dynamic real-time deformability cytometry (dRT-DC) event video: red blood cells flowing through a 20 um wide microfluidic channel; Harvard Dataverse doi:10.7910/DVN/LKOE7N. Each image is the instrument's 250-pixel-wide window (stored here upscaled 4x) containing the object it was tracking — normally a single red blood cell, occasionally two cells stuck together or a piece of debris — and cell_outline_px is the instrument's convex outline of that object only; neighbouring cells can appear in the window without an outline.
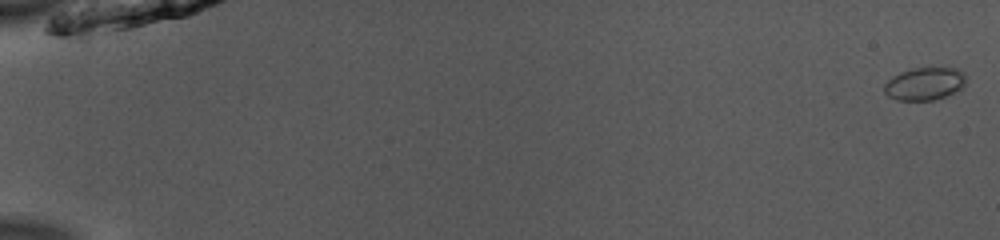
{"species": "common noctule bat (a hibernating species)", "species_latin": "Nyctalus noctula", "temperature_condition": "room temperature", "stored_images_in_passage": 53, "camera_frame_rate_fps": 3000, "um_per_image_px": 0.085, "animal": {"sex": "male", "body_mass_g": 13.0, "forearm_length_mm": 53.1}, "frame": {"image": 1, "passage_image": 1, "time_ms": 0.0, "image_size_px": [1000, 240], "cell_outline_px": [[964, 88], [944, 96], [932, 100], [896, 100], [888, 96], [884, 92], [884, 84], [892, 76], [900, 72], [912, 68], [960, 68], [964, 72]], "centroid_in_image_um": [78.58, 7.11], "position_along_channel_um": 6.4, "area_um2": 15.61}}
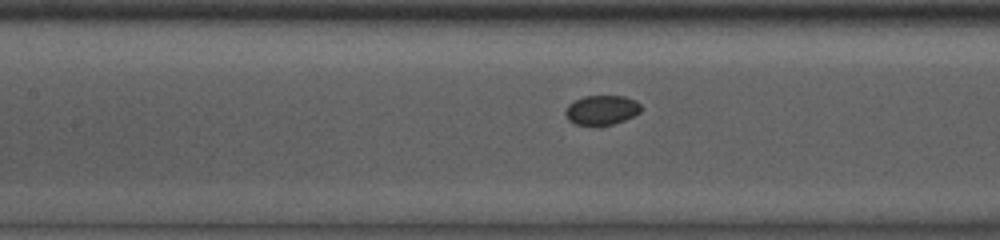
{"frame": {"image": 2, "passage_image": 26, "time_ms": 8.333, "image_size_px": [1000, 240], "cell_outline_px": [[640, 112], [624, 120], [600, 128], [576, 124], [568, 120], [564, 112], [568, 104], [584, 96], [624, 96], [636, 100], [640, 104]], "centroid_in_image_um": [51.11, 9.38], "position_along_channel_um": 156.3, "area_um2": 13.29}}
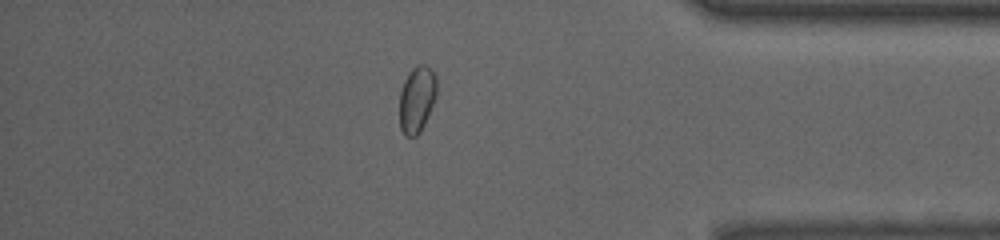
{"frame": {"image": 3, "passage_image": 46, "time_ms": 15.0, "image_size_px": [1000, 240], "cell_outline_px": [[436, 96], [424, 124], [420, 132], [416, 136], [408, 136], [400, 128], [400, 92], [404, 80], [408, 72], [416, 64], [424, 64], [432, 68], [436, 76]], "centroid_in_image_um": [35.44, 8.38], "position_along_channel_um": 399.8, "area_um2": 14.39}, "authors_computed_cell_mechanics": {"area_um2": 13.9876, "velocity_mm_per_s": 3.9633, "shape_relaxation_time_tau1_ms": 5.5104, "shape_relaxation_time_tau2_ms": 2.2877, "deformation_change_tau1": 0.063, "deformation_change_tau2": 0.0268}}